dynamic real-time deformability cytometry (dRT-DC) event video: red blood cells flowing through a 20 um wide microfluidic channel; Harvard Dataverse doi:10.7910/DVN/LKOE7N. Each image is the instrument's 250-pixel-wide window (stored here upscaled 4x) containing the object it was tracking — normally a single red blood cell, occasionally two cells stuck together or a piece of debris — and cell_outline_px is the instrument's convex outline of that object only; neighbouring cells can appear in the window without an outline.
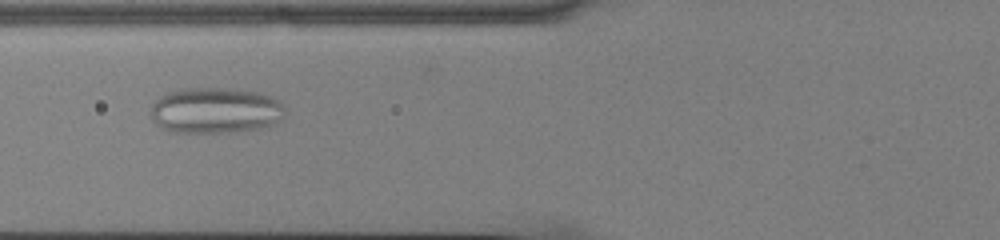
{"species": "common noctule bat (a hibernating species)", "species_latin": "Nyctalus noctula", "temperature_condition": "cold", "stored_images_in_passage": 50, "camera_frame_rate_fps": 3000, "um_per_image_px": 0.085, "animal": {"sex": "male", "body_mass_g": 13.0, "forearm_length_mm": 53.1}, "frame": {"image": 1, "passage_image": 17, "time_ms": 5.333, "image_size_px": [1000, 240], "cell_outline_px": [[288, 112], [280, 120], [272, 124], [260, 128], [232, 132], [168, 132], [160, 128], [152, 120], [152, 104], [160, 96], [168, 92], [180, 88], [228, 88], [260, 92], [280, 100], [284, 104]], "centroid_in_image_um": [18.34, 9.38], "position_along_channel_um": 107.5, "area_um2": 36.41}}
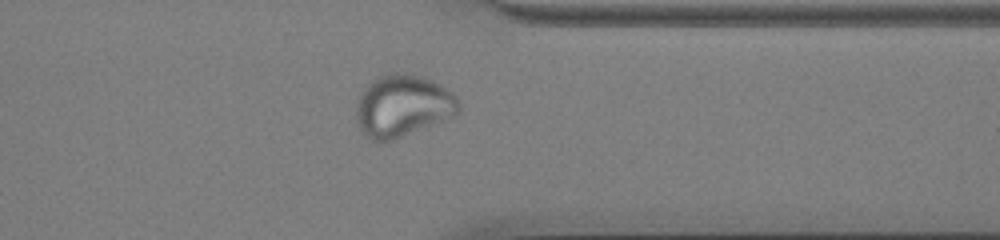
{"frame": {"image": 2, "passage_image": 39, "time_ms": 12.667, "image_size_px": [1000, 240], "cell_outline_px": [[460, 112], [452, 116], [392, 140], [372, 140], [360, 128], [356, 116], [356, 104], [360, 92], [372, 80], [380, 76], [396, 72], [420, 76], [432, 80], [440, 84], [456, 96], [460, 104]], "centroid_in_image_um": [34.23, 8.97], "position_along_channel_um": 377.2, "area_um2": 36.47}}
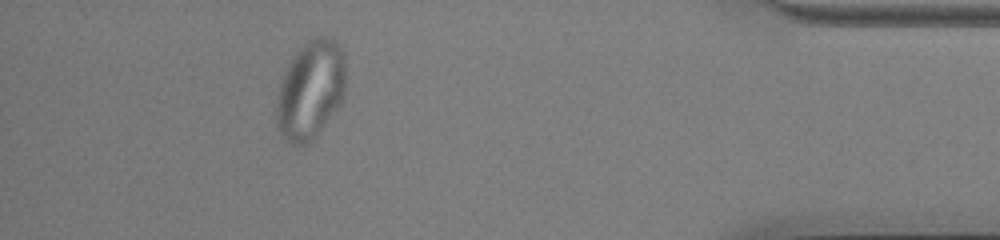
{"frame": {"image": 3, "passage_image": 45, "time_ms": 14.667, "image_size_px": [1000, 240], "cell_outline_px": [[344, 96], [340, 104], [320, 132], [308, 144], [292, 144], [280, 136], [276, 124], [276, 96], [284, 72], [292, 56], [308, 40], [316, 36], [332, 36], [340, 44], [344, 52]], "centroid_in_image_um": [26.38, 7.64], "position_along_channel_um": 408.8, "area_um2": 40.29}}